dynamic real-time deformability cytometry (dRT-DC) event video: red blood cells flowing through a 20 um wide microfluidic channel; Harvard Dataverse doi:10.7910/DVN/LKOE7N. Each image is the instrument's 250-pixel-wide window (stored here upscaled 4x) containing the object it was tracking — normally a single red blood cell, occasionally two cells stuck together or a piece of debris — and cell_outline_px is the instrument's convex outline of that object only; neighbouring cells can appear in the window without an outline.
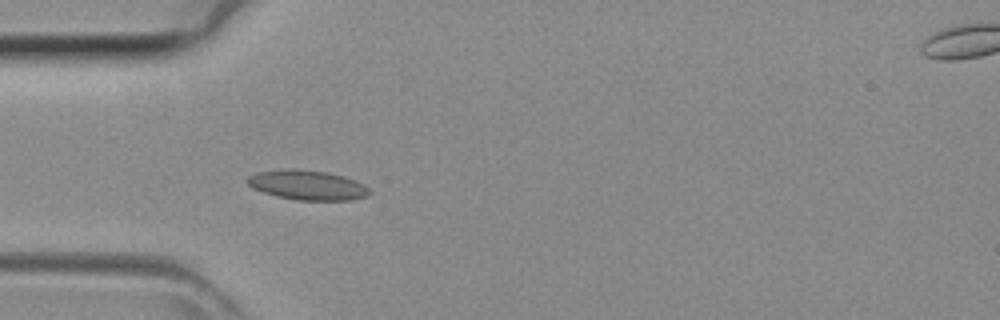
{"species": "common noctule bat (a hibernating species)", "species_latin": "Nyctalus noctula", "temperature_condition": "room temperature", "stored_images_in_passage": 32, "camera_frame_rate_fps": 3000, "um_per_image_px": 0.085, "animal": {"sex": "female", "body_mass_g": 29.2, "forearm_length_mm": 56.3}, "frame": {"image": 1, "passage_image": 2, "time_ms": 0.333, "image_size_px": [1000, 320], "cell_outline_px": [[372, 192], [368, 196], [352, 200], [296, 200], [276, 196], [252, 188], [244, 180], [248, 176], [256, 172], [288, 168], [292, 168], [328, 172], [344, 176], [364, 184]], "centroid_in_image_um": [26.12, 15.73], "position_along_channel_um": 58.9, "area_um2": 21.39}}
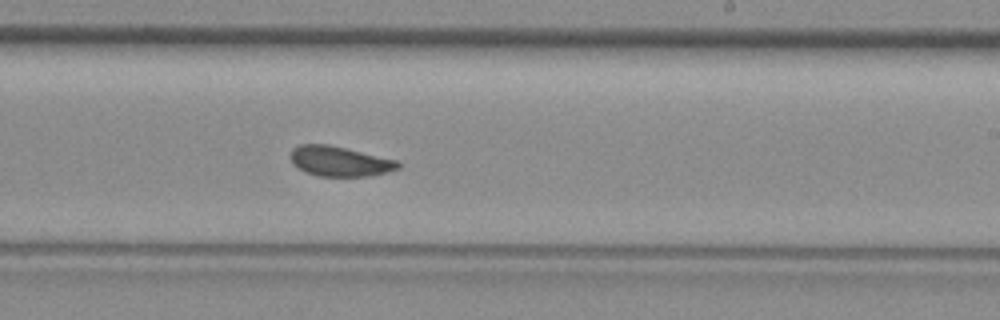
{"frame": {"image": 2, "passage_image": 15, "time_ms": 4.667, "image_size_px": [1000, 320], "cell_outline_px": [[400, 168], [388, 172], [368, 176], [320, 176], [308, 172], [292, 164], [292, 148], [300, 144], [328, 144], [400, 160]], "centroid_in_image_um": [28.94, 13.7], "position_along_channel_um": 260.1, "area_um2": 18.79}}
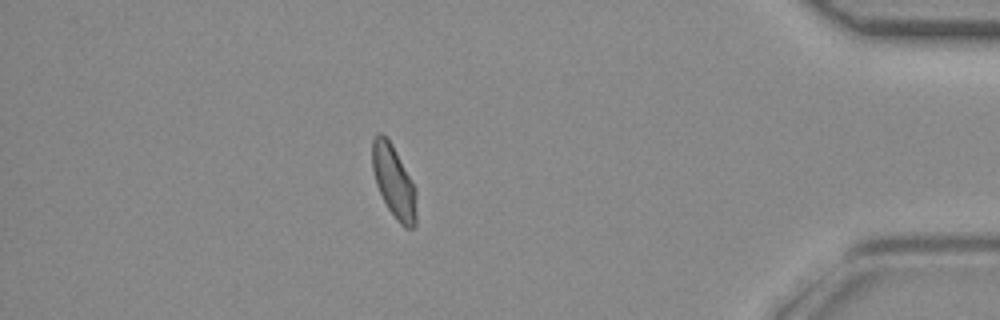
{"frame": {"image": 3, "passage_image": 27, "time_ms": 8.667, "image_size_px": [1000, 320], "cell_outline_px": [[416, 224], [412, 228], [404, 228], [396, 220], [388, 208], [376, 184], [372, 168], [372, 140], [376, 132], [380, 132], [392, 144], [416, 188]], "centroid_in_image_um": [33.47, 15.44], "position_along_channel_um": 401.7, "area_um2": 18.61}}